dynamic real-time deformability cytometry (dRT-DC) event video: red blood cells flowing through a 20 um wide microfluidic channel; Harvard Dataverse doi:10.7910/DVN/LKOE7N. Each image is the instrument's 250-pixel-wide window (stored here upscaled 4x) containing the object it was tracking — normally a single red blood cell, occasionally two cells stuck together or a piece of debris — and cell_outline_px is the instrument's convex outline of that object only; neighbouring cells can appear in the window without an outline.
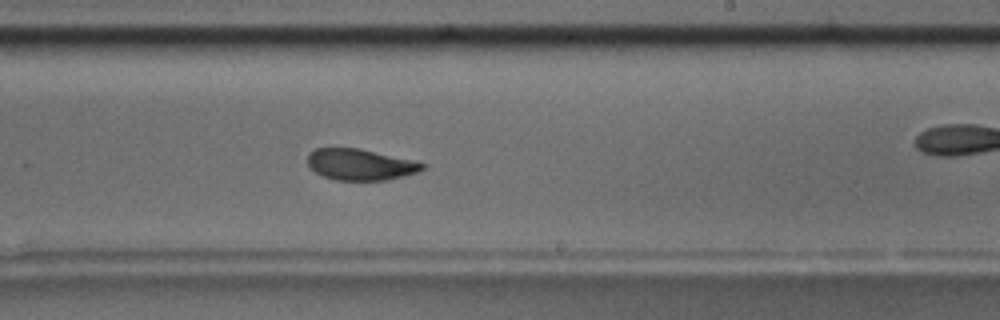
{"species": "common noctule bat (a hibernating species)", "species_latin": "Nyctalus noctula", "temperature_condition": "room temperature", "stored_images_in_passage": 41, "camera_frame_rate_fps": 3000, "um_per_image_px": 0.085, "animal": {"sex": "male", "body_mass_g": 17.5, "forearm_length_mm": 52.3}, "frame": {"image": 1, "passage_image": 18, "time_ms": 5.667, "image_size_px": [1000, 320], "cell_outline_px": [[424, 168], [416, 172], [404, 176], [388, 180], [336, 180], [324, 176], [316, 172], [308, 164], [308, 152], [316, 148], [360, 148], [424, 164]], "centroid_in_image_um": [30.57, 13.99], "position_along_channel_um": 258.4, "area_um2": 20.46}, "authors_computed_cell_mechanics": {"area_um2": 22.0796, "velocity_mm_per_s": 3.5474, "shape_relaxation_time_tau1_ms": 4.1719, "shape_relaxation_time_tau2_ms": 1.5041, "deformation_change_tau1": 0.1556, "deformation_change_tau2": 0.0729}}